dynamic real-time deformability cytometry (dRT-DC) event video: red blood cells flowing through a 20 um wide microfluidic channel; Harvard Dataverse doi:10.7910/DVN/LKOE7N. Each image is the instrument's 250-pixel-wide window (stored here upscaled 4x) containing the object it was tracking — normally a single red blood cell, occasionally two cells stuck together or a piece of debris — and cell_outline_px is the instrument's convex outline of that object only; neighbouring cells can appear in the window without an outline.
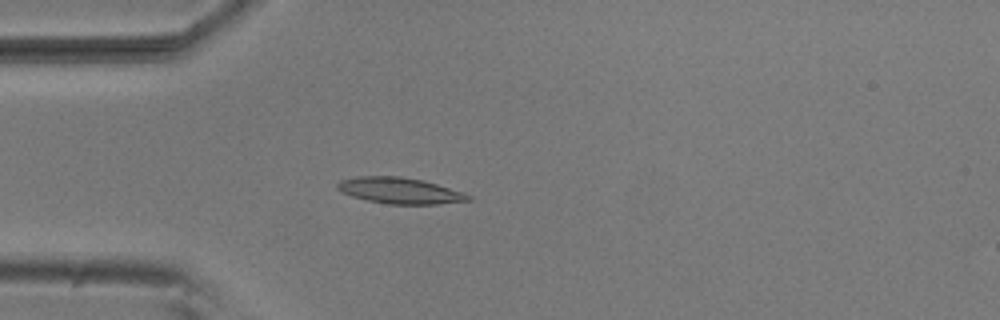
{"species": "common noctule bat (a hibernating species)", "species_latin": "Nyctalus noctula", "temperature_condition": "room temperature", "stored_images_in_passage": 4, "camera_frame_rate_fps": 3000, "um_per_image_px": 0.085, "animal": {"sex": "male", "body_mass_g": 20.5, "forearm_length_mm": 52.5}, "frame": {"image": 1, "passage_image": 4, "time_ms": 1.0, "image_size_px": [1000, 320], "cell_outline_px": [[472, 200], [436, 204], [388, 204], [368, 200], [352, 196], [336, 188], [336, 184], [340, 180], [360, 176], [400, 176], [420, 180], [436, 184], [464, 192], [472, 196]], "centroid_in_image_um": [34.0, 16.2], "position_along_channel_um": 51.0, "area_um2": 19.71}}